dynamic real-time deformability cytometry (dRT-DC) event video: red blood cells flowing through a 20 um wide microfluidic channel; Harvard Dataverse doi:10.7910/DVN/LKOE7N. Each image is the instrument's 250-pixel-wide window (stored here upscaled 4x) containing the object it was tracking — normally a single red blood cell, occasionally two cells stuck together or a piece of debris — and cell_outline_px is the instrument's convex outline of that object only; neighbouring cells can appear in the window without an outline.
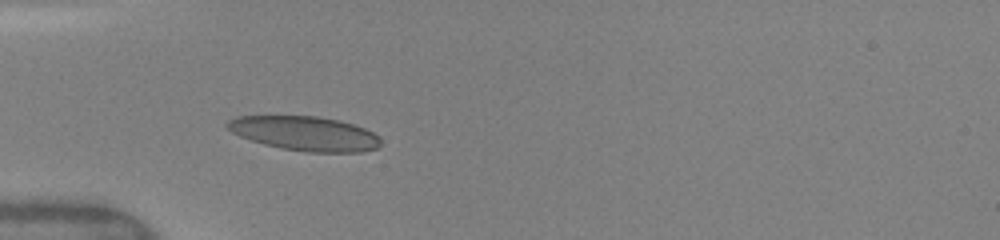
{"species": "human", "species_latin": "Homo sapiens", "temperature_condition": "warm", "stored_images_in_passage": 26, "camera_frame_rate_fps": 3000, "um_per_image_px": 0.085, "donor": {"sex": "female"}, "frame": {"image": 1, "passage_image": 10, "time_ms": 4.0, "image_size_px": [1000, 240], "cell_outline_px": [[380, 144], [376, 148], [360, 152], [304, 152], [264, 144], [240, 136], [232, 132], [224, 124], [228, 120], [236, 116], [316, 116], [340, 120], [364, 128], [380, 136]], "centroid_in_image_um": [25.91, 11.34], "position_along_channel_um": 59.1, "area_um2": 30.63}}
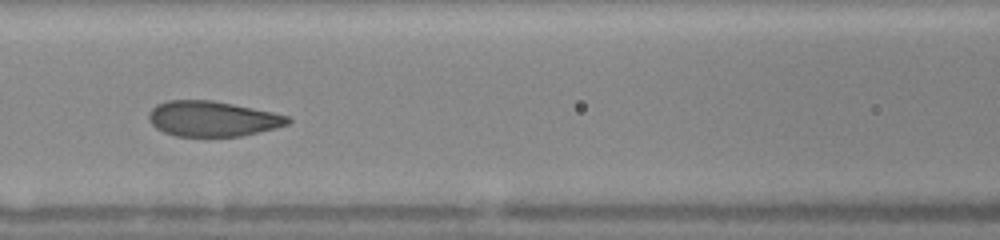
{"frame": {"image": 2, "passage_image": 20, "time_ms": 6.333, "image_size_px": [1000, 240], "cell_outline_px": [[292, 120], [288, 124], [276, 128], [240, 136], [176, 136], [164, 132], [156, 128], [148, 120], [148, 112], [156, 104], [168, 100], [212, 100], [272, 112], [288, 116]], "centroid_in_image_um": [18.03, 10.09], "position_along_channel_um": 148.6, "area_um2": 28.55}}